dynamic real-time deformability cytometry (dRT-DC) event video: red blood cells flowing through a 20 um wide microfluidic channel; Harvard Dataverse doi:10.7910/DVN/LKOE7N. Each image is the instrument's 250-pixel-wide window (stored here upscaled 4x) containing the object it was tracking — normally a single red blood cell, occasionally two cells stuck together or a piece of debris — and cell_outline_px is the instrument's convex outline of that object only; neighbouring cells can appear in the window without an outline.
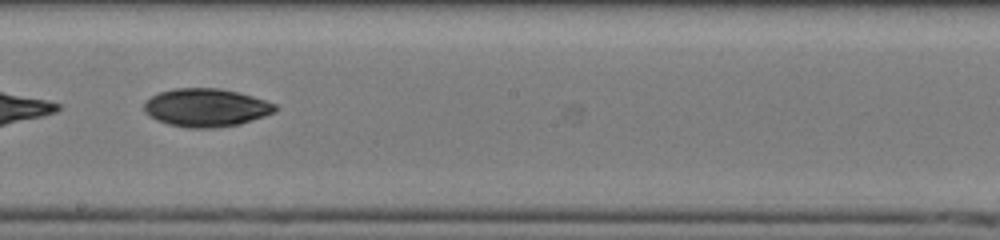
{"species": "human", "species_latin": "Homo sapiens", "temperature_condition": "cold", "stored_images_in_passage": 52, "segment_of_instrument_passage": [2, 2], "camera_frame_rate_fps": 3000, "um_per_image_px": 0.085, "donor": {"sex": "male"}, "frame": {"image": 1, "passage_image": 32, "time_ms": 10.333, "image_size_px": [1000, 240], "cell_outline_px": [[276, 112], [240, 124], [212, 128], [188, 128], [168, 124], [156, 120], [148, 116], [144, 112], [144, 104], [152, 96], [160, 92], [176, 88], [220, 88], [240, 92], [276, 104]], "centroid_in_image_um": [17.51, 9.15], "position_along_channel_um": 230.7, "area_um2": 29.19}}
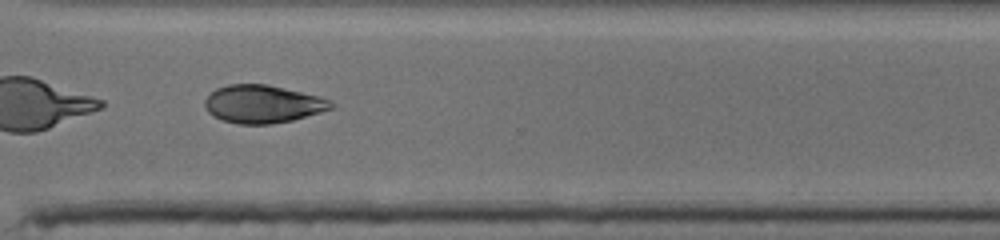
{"frame": {"image": 2, "passage_image": 41, "time_ms": 13.333, "image_size_px": [1000, 240], "cell_outline_px": [[332, 108], [320, 112], [292, 120], [272, 124], [236, 124], [224, 120], [208, 112], [204, 104], [204, 100], [216, 88], [228, 84], [268, 84], [320, 96], [332, 100]], "centroid_in_image_um": [22.34, 8.83], "position_along_channel_um": 348.3, "area_um2": 27.8}}